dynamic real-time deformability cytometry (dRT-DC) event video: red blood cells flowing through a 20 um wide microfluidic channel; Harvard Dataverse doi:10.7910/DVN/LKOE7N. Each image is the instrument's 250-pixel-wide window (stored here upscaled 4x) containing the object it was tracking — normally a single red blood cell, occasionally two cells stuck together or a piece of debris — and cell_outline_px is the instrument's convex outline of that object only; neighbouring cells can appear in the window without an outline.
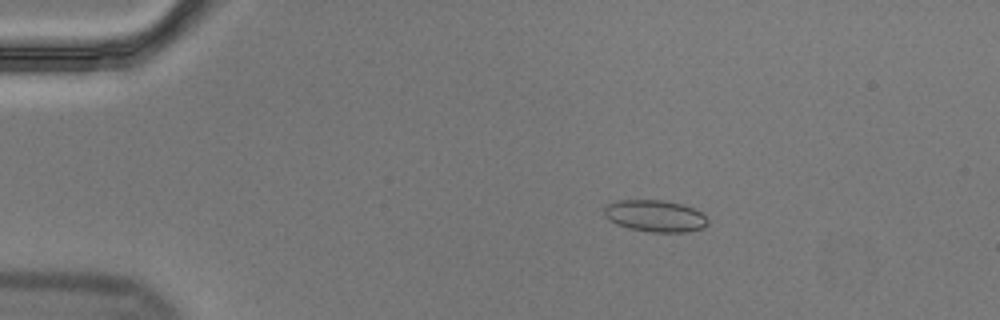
{"species": "Egyptian fruit bat (a non-hibernating species)", "species_latin": "Rousettus aegyptiacus", "temperature_condition": "cold", "stored_images_in_passage": 56, "camera_frame_rate_fps": 3000, "um_per_image_px": 0.085, "animal": {"sex": "male"}, "frame": {"image": 1, "passage_image": 9, "time_ms": 2.667, "image_size_px": [1000, 320], "cell_outline_px": [[708, 224], [704, 228], [688, 232], [652, 232], [628, 228], [616, 224], [608, 220], [604, 216], [604, 204], [616, 200], [664, 200], [680, 204], [692, 208], [700, 212], [708, 220]], "centroid_in_image_um": [55.64, 18.35], "position_along_channel_um": 29.4, "area_um2": 19.36}}
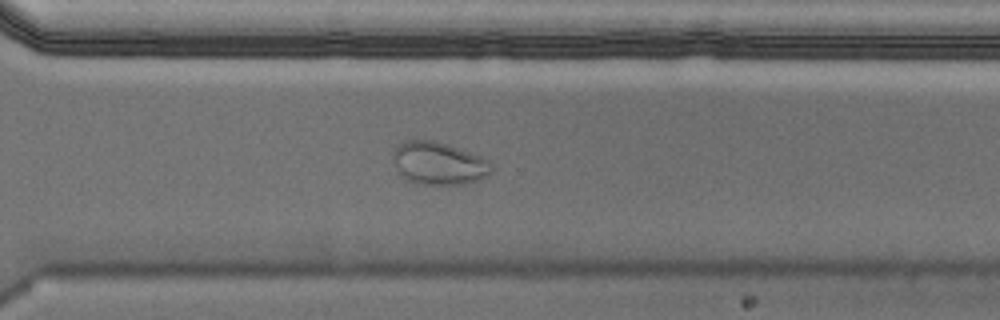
{"frame": {"image": 2, "passage_image": 40, "time_ms": 13.0, "image_size_px": [1000, 320], "cell_outline_px": [[492, 172], [488, 176], [480, 180], [460, 184], [416, 184], [400, 176], [392, 160], [392, 152], [404, 140], [436, 140], [484, 156], [492, 164]], "centroid_in_image_um": [37.3, 13.87], "position_along_channel_um": 333.3, "area_um2": 25.03}}